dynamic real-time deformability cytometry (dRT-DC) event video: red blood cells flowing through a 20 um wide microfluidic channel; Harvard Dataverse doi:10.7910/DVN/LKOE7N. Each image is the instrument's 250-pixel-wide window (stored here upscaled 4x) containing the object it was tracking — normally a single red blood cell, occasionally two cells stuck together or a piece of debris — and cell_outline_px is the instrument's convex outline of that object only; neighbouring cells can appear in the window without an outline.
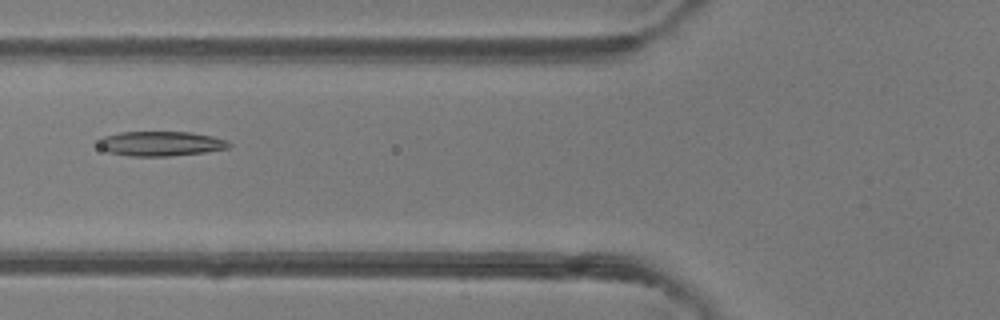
{"species": "common noctule bat (a hibernating species)", "species_latin": "Nyctalus noctula", "temperature_condition": "room temperature", "stored_images_in_passage": 2, "camera_frame_rate_fps": 3000, "um_per_image_px": 0.085, "animal": {"sex": "female"}, "frame": {"image": 1, "passage_image": 2, "time_ms": 0.333, "image_size_px": [1000, 320], "cell_outline_px": [[232, 144], [228, 148], [204, 152], [168, 156], [128, 156], [108, 152], [100, 148], [96, 144], [96, 140], [104, 136], [120, 132], [192, 132], [212, 136], [228, 140]], "centroid_in_image_um": [13.62, 12.2], "position_along_channel_um": 112.2, "area_um2": 18.96}}